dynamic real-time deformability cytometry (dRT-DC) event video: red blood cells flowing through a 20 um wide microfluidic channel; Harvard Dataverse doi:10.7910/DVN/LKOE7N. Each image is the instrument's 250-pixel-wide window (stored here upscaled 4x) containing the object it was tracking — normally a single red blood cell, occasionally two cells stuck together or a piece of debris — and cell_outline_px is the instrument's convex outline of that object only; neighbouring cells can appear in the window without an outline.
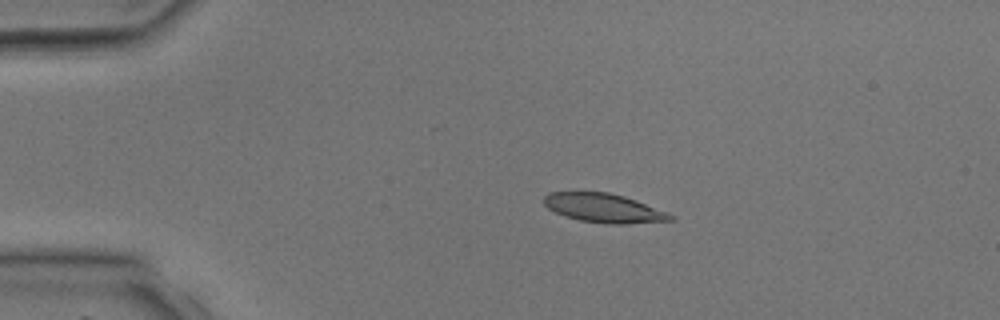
{"species": "common noctule bat (a hibernating species)", "species_latin": "Nyctalus noctula", "temperature_condition": "room temperature", "stored_images_in_passage": 5, "camera_frame_rate_fps": 3000, "um_per_image_px": 0.085, "animal": {"sex": "male", "body_mass_g": 17.9, "forearm_length_mm": 54.2}, "frame": {"image": 1, "passage_image": 3, "time_ms": 2.667, "image_size_px": [1000, 320], "cell_outline_px": [[676, 220], [628, 224], [608, 224], [580, 220], [564, 216], [548, 208], [544, 204], [544, 196], [548, 192], [576, 188], [608, 192], [624, 196], [636, 200], [668, 212], [676, 216]], "centroid_in_image_um": [51.28, 17.63], "position_along_channel_um": 33.7, "area_um2": 22.37}}